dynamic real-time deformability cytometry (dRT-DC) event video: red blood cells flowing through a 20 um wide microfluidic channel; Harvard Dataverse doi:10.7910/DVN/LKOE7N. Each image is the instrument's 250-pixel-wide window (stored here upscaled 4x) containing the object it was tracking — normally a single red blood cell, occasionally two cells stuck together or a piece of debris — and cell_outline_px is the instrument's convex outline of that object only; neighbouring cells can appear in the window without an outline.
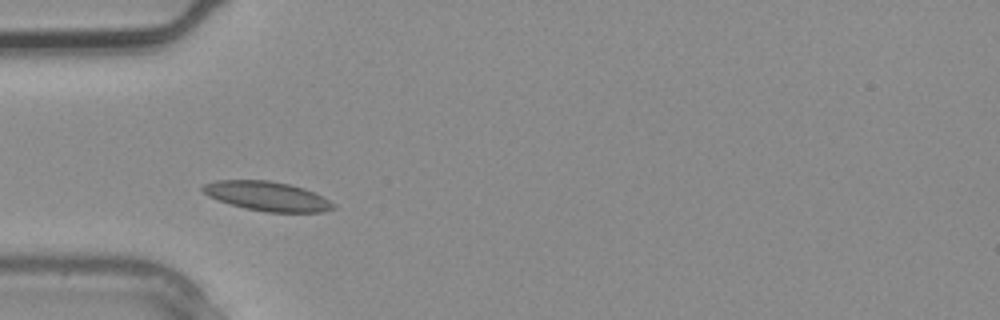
{"species": "common noctule bat (a hibernating species)", "species_latin": "Nyctalus noctula", "temperature_condition": "warm", "stored_images_in_passage": 1, "camera_frame_rate_fps": 3000, "um_per_image_px": 0.085, "animal": {"sex": "male", "body_mass_g": 20.4}, "frame": {"image": 1, "passage_image": 1, "time_ms": 0.0, "image_size_px": [1000, 320], "cell_outline_px": [[336, 208], [324, 212], [264, 212], [244, 208], [208, 196], [200, 188], [204, 184], [216, 180], [268, 180], [288, 184], [304, 188], [336, 204]], "centroid_in_image_um": [22.71, 16.68], "position_along_channel_um": 62.3, "area_um2": 22.2}}